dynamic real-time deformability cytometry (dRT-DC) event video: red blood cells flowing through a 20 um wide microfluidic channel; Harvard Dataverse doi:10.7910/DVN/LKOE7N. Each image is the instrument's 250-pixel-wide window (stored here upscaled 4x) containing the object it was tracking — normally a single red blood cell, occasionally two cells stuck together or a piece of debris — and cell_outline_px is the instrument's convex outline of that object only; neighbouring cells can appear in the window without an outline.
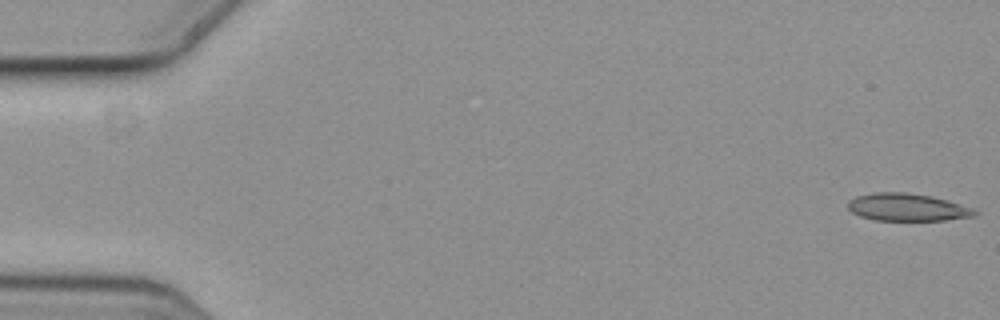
{"species": "common noctule bat (a hibernating species)", "species_latin": "Nyctalus noctula", "temperature_condition": "cold", "stored_images_in_passage": 4, "camera_frame_rate_fps": 3000, "um_per_image_px": 0.085, "animal": {"sex": "female", "body_mass_g": 19.3, "forearm_length_mm": 54.1}, "frame": {"image": 1, "passage_image": 1, "time_ms": 0.0, "image_size_px": [1000, 320], "cell_outline_px": [[980, 212], [976, 216], [944, 220], [872, 220], [860, 216], [852, 212], [848, 208], [848, 200], [856, 196], [876, 192], [904, 192], [932, 196], [960, 204], [972, 208]], "centroid_in_image_um": [77.11, 17.62], "position_along_channel_um": 7.9, "area_um2": 20.35}}
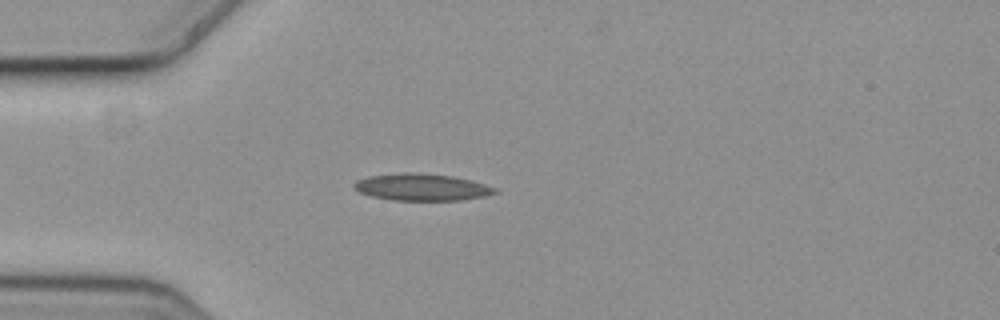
{"frame": {"image": 2, "passage_image": 4, "time_ms": 1.0, "image_size_px": [1000, 320], "cell_outline_px": [[500, 192], [484, 196], [460, 200], [392, 200], [372, 196], [360, 192], [352, 188], [352, 184], [356, 180], [368, 176], [404, 172], [412, 172], [452, 176], [484, 184], [496, 188]], "centroid_in_image_um": [35.81, 15.91], "position_along_channel_um": 49.2, "area_um2": 22.02}}